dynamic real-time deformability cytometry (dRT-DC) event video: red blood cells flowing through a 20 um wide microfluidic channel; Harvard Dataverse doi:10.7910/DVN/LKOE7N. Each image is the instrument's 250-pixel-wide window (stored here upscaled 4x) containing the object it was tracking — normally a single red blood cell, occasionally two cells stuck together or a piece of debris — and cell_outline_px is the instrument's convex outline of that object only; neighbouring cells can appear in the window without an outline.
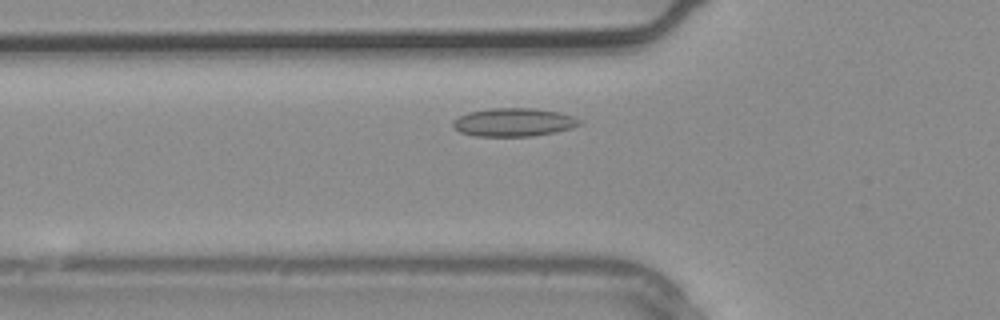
{"species": "common noctule bat (a hibernating species)", "species_latin": "Nyctalus noctula", "temperature_condition": "warm", "stored_images_in_passage": 3, "camera_frame_rate_fps": 3000, "um_per_image_px": 0.085, "animal": {"sex": "male", "body_mass_g": 20.4}, "frame": {"image": 1, "passage_image": 3, "time_ms": 0.667, "image_size_px": [1000, 320], "cell_outline_px": [[580, 124], [572, 128], [556, 132], [532, 136], [476, 136], [460, 132], [452, 124], [452, 120], [468, 112], [492, 108], [532, 108], [556, 112], [572, 116], [580, 120]], "centroid_in_image_um": [43.64, 10.39], "position_along_channel_um": 82.2, "area_um2": 20.69}}